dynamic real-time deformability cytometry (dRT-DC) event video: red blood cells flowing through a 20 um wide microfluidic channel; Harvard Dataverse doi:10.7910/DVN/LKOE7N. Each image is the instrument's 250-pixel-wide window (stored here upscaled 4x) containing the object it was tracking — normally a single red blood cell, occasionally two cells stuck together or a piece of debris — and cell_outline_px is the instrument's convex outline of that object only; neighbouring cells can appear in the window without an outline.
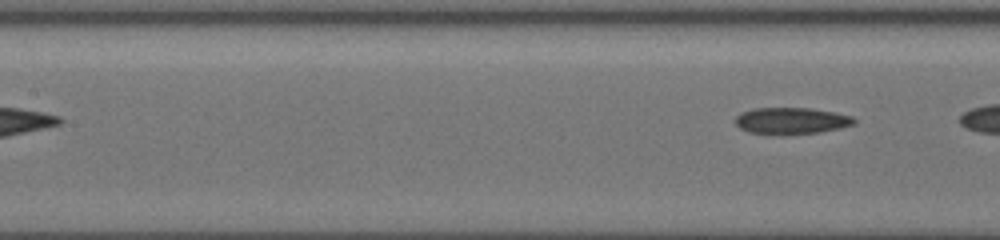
{"species": "common noctule bat (a hibernating species)", "species_latin": "Nyctalus noctula", "temperature_condition": "cold", "stored_images_in_passage": 18, "segment_of_instrument_passage": [2, 2], "camera_frame_rate_fps": 3000, "um_per_image_px": 0.085, "animal": {"sex": "female", "body_mass_g": 19.5, "forearm_length_mm": 54.1}, "frame": {"image": 1, "passage_image": 18, "time_ms": 7.0, "image_size_px": [1000, 240], "cell_outline_px": [[856, 124], [840, 128], [820, 132], [784, 136], [748, 132], [740, 128], [736, 124], [736, 116], [740, 112], [752, 108], [812, 108], [836, 112], [852, 116], [856, 120]], "centroid_in_image_um": [67.27, 10.28], "position_along_channel_um": 140.1, "area_um2": 18.9}}